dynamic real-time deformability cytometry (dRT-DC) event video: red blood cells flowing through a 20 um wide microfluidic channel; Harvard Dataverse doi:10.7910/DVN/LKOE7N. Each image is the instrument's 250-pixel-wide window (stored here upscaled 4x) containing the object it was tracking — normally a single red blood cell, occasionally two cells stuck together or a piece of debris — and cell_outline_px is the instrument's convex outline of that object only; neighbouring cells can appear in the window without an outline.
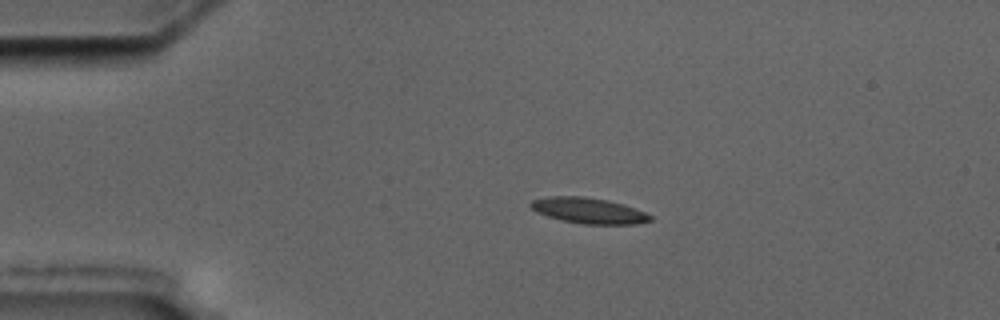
{"species": "common noctule bat (a hibernating species)", "species_latin": "Nyctalus noctula", "temperature_condition": "cold", "stored_images_in_passage": 11, "camera_frame_rate_fps": 3000, "um_per_image_px": 0.085, "animal": {"sex": "male", "body_mass_g": 17.5, "forearm_length_mm": 52.3}, "frame": {"image": 1, "passage_image": 2, "time_ms": 2.0, "image_size_px": [1000, 320], "cell_outline_px": [[652, 220], [636, 224], [584, 224], [560, 220], [536, 212], [528, 204], [532, 200], [548, 196], [584, 196], [608, 200], [624, 204], [644, 212], [652, 216]], "centroid_in_image_um": [50.01, 17.89], "position_along_channel_um": 35.0, "area_um2": 17.98}}
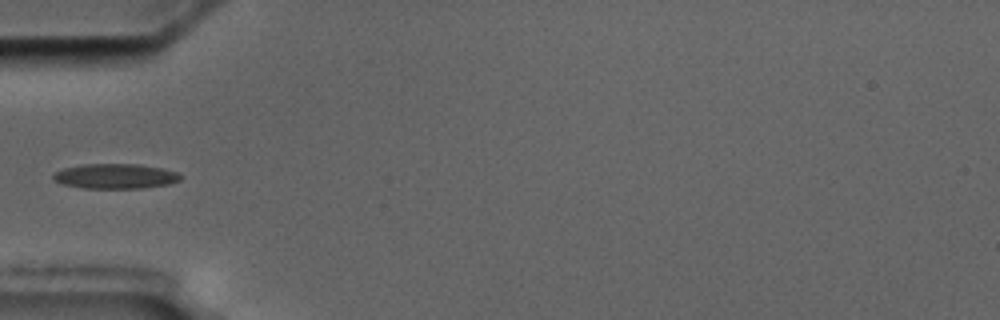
{"frame": {"image": 2, "passage_image": 4, "time_ms": 4.333, "image_size_px": [1000, 320], "cell_outline_px": [[184, 176], [180, 180], [168, 184], [140, 188], [80, 188], [64, 184], [52, 180], [52, 176], [56, 172], [64, 168], [80, 164], [140, 164], [160, 168], [176, 172]], "centroid_in_image_um": [9.79, 14.97], "position_along_channel_um": 75.2, "area_um2": 18.5}}
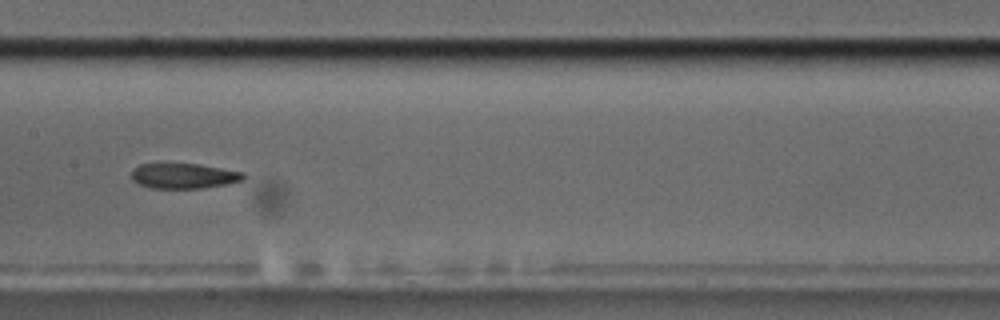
{"frame": {"image": 3, "passage_image": 7, "time_ms": 7.667, "image_size_px": [1000, 320], "cell_outline_px": [[244, 180], [228, 184], [200, 188], [148, 188], [132, 180], [132, 168], [140, 164], [200, 164], [244, 172]], "centroid_in_image_um": [15.62, 14.95], "position_along_channel_um": 191.8, "area_um2": 16.47}}